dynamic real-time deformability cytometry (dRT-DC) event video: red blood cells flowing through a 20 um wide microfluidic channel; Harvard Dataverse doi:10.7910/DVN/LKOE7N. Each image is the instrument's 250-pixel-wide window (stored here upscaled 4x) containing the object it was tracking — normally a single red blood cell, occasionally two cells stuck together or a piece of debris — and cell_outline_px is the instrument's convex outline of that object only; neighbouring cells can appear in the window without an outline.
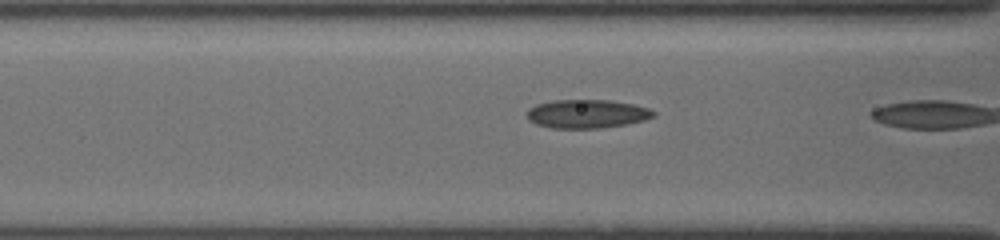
{"species": "common noctule bat (a hibernating species)", "species_latin": "Nyctalus noctula", "temperature_condition": "cold", "stored_images_in_passage": 16, "camera_frame_rate_fps": 3000, "um_per_image_px": 0.085, "animal": {"sex": "female", "body_mass_g": 19.5, "forearm_length_mm": 54.1}, "frame": {"image": 1, "passage_image": 14, "time_ms": 4.333, "image_size_px": [1000, 240], "cell_outline_px": [[656, 116], [644, 120], [628, 124], [600, 128], [552, 128], [536, 124], [528, 120], [524, 112], [528, 108], [536, 104], [552, 100], [608, 100], [632, 104], [648, 108], [656, 112]], "centroid_in_image_um": [49.85, 9.68], "position_along_channel_um": 116.8, "area_um2": 21.33}}